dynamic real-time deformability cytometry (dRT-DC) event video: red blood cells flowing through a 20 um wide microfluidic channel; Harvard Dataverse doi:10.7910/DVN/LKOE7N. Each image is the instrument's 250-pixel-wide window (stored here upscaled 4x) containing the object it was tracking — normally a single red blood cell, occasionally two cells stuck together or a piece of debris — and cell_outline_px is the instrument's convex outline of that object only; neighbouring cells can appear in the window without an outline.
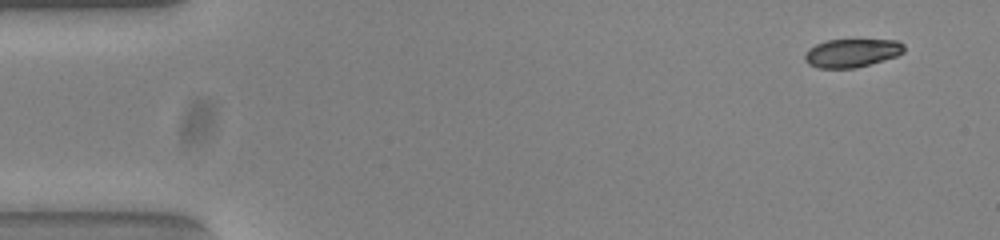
{"species": "common noctule bat (a hibernating species)", "species_latin": "Nyctalus noctula", "temperature_condition": "warm", "stored_images_in_passage": 51, "camera_frame_rate_fps": 3000, "um_per_image_px": 0.085, "animal": {"sex": "female", "body_mass_g": 23.0, "forearm_length_mm": 53.4}, "frame": {"image": 1, "passage_image": 1, "time_ms": 0.0, "image_size_px": [1000, 240], "cell_outline_px": [[904, 52], [896, 56], [856, 68], [820, 68], [808, 64], [804, 60], [804, 56], [808, 48], [816, 44], [828, 40], [896, 40], [904, 44]], "centroid_in_image_um": [72.38, 4.5], "position_along_channel_um": 12.6, "area_um2": 16.36}}
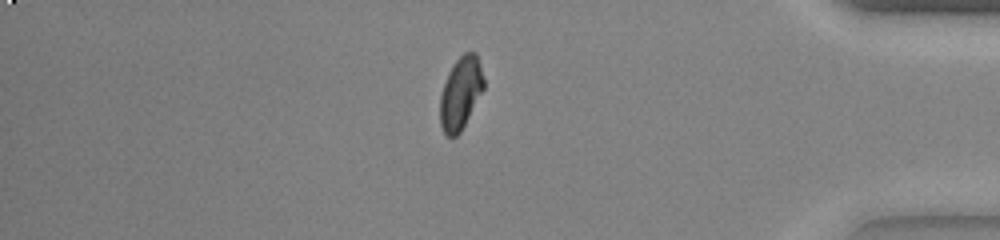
{"frame": {"image": 2, "passage_image": 43, "time_ms": 14.0, "image_size_px": [1000, 240], "cell_outline_px": [[484, 88], [460, 132], [456, 136], [448, 136], [444, 132], [440, 124], [440, 96], [448, 72], [456, 60], [464, 52], [476, 52], [484, 80]], "centroid_in_image_um": [39.15, 7.9], "position_along_channel_um": 396.1, "area_um2": 18.15}}
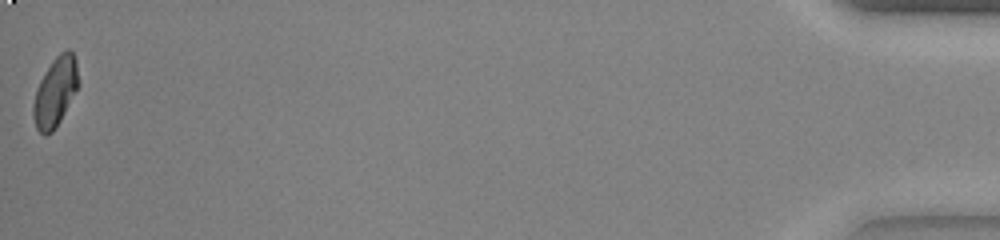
{"frame": {"image": 3, "passage_image": 51, "time_ms": 16.667, "image_size_px": [1000, 240], "cell_outline_px": [[80, 84], [60, 120], [52, 132], [44, 136], [36, 128], [32, 116], [32, 104], [36, 88], [40, 80], [52, 60], [60, 52], [68, 48], [72, 52], [76, 60], [80, 80]], "centroid_in_image_um": [4.7, 7.8], "position_along_channel_um": 430.5, "area_um2": 18.44}, "authors_computed_cell_mechanics": {"area_um2": 18.7272, "velocity_mm_per_s": 3.8429, "shape_relaxation_time_tau1_ms": 5.572, "shape_relaxation_time_tau2_ms": 1.7961, "deformation_change_tau1": 0.1928, "deformation_change_tau2": 0.056}}